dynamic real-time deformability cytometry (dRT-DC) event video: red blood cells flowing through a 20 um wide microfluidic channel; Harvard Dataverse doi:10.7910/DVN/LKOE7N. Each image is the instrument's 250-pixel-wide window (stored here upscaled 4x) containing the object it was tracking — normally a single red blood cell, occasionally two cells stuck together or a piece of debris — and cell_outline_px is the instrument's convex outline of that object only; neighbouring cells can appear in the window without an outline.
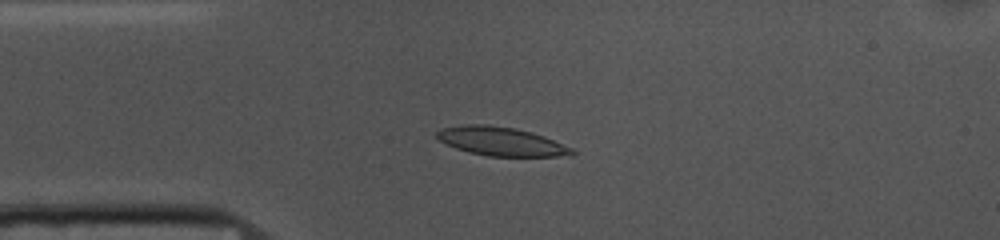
{"species": "common noctule bat (a hibernating species)", "species_latin": "Nyctalus noctula", "temperature_condition": "cold", "stored_images_in_passage": 42, "camera_frame_rate_fps": 3000, "um_per_image_px": 0.085, "animal": {"sex": "female", "body_mass_g": 10.0, "forearm_length_mm": 53.1}, "frame": {"image": 1, "passage_image": 1, "time_ms": 0.0, "image_size_px": [1000, 240], "cell_outline_px": [[576, 152], [572, 156], [488, 156], [468, 152], [456, 148], [440, 140], [436, 136], [436, 132], [440, 128], [464, 124], [488, 124], [516, 128], [532, 132], [544, 136], [572, 148]], "centroid_in_image_um": [42.6, 12.01], "position_along_channel_um": 42.4, "area_um2": 22.72}}
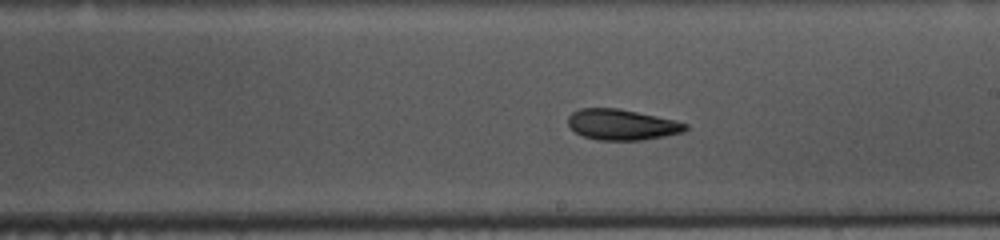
{"frame": {"image": 2, "passage_image": 18, "time_ms": 5.667, "image_size_px": [1000, 240], "cell_outline_px": [[688, 128], [684, 132], [644, 140], [596, 140], [584, 136], [576, 132], [568, 124], [568, 116], [572, 112], [580, 108], [620, 108], [656, 116], [688, 124]], "centroid_in_image_um": [52.85, 10.59], "position_along_channel_um": 236.1, "area_um2": 20.98}}
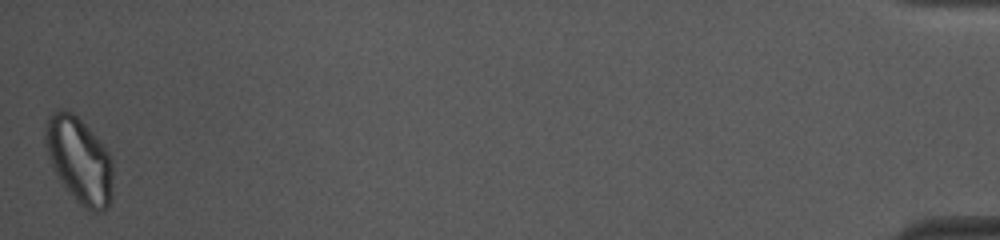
{"frame": {"image": 3, "passage_image": 42, "time_ms": 13.667, "image_size_px": [1000, 240], "cell_outline_px": [[112, 196], [108, 208], [104, 212], [92, 212], [84, 208], [76, 200], [60, 180], [52, 164], [44, 140], [44, 136], [48, 116], [56, 108], [64, 108], [72, 112], [100, 140], [108, 152], [112, 160]], "centroid_in_image_um": [6.76, 13.61], "position_along_channel_um": 428.4, "area_um2": 33.76}, "authors_computed_cell_mechanics": {"area_um2": 21.964, "velocity_mm_per_s": 3.6575, "shape_relaxation_time_tau1_ms": 10.9664, "shape_relaxation_time_tau2_ms": 4.4357, "deformation_change_tau1": 0.1971, "deformation_change_tau2": 0.0921}}